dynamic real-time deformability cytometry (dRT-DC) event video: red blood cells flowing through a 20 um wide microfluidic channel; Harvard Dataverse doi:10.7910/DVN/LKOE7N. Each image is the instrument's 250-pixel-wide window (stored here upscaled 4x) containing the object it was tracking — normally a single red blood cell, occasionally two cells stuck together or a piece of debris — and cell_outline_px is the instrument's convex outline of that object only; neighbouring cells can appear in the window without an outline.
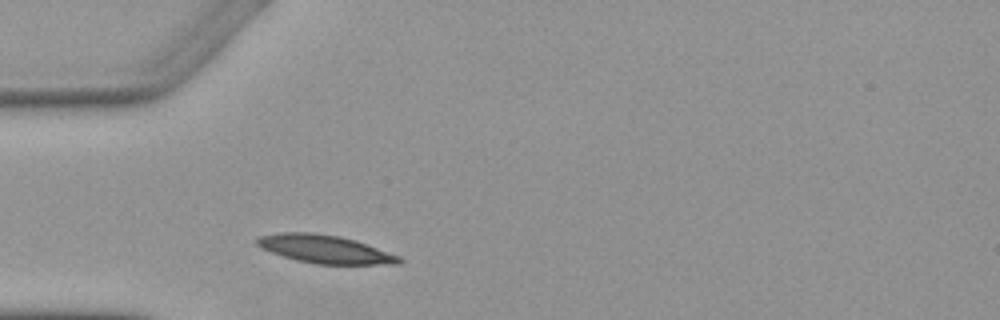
{"species": "Egyptian fruit bat (a non-hibernating species)", "species_latin": "Rousettus aegyptiacus", "temperature_condition": "warm", "stored_images_in_passage": 1, "camera_frame_rate_fps": 3000, "um_per_image_px": 0.085, "animal": {"sex": "female"}, "frame": {"image": 1, "passage_image": 1, "time_ms": 0.0, "image_size_px": [1000, 320], "cell_outline_px": [[404, 260], [400, 264], [316, 264], [296, 260], [260, 248], [256, 244], [256, 240], [260, 236], [280, 232], [312, 232], [340, 236], [356, 240], [400, 256]], "centroid_in_image_um": [27.64, 21.17], "position_along_channel_um": 57.4, "area_um2": 23.35}}